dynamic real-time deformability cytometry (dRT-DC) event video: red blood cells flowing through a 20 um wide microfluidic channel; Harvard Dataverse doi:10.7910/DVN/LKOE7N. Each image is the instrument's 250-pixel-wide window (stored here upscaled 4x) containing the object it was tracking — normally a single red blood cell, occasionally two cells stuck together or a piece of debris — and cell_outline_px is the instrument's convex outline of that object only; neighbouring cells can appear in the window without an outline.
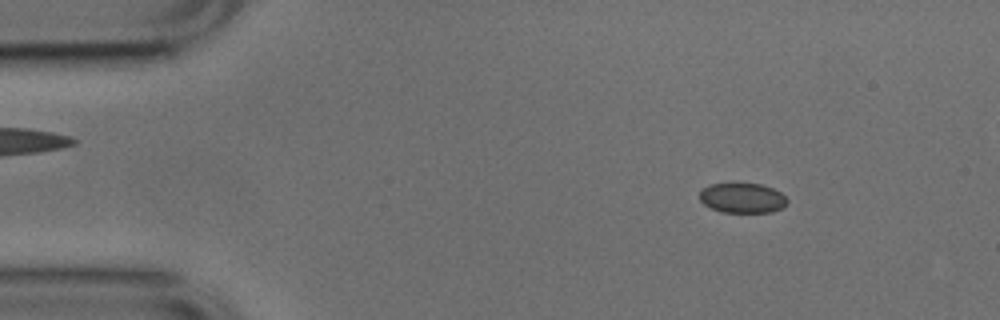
{"species": "common noctule bat (a hibernating species)", "species_latin": "Nyctalus noctula", "temperature_condition": "cold", "stored_images_in_passage": 4, "camera_frame_rate_fps": 3000, "um_per_image_px": 0.085, "animal": {"sex": "male", "body_mass_g": 17.9, "forearm_length_mm": 54.2}, "frame": {"image": 1, "passage_image": 1, "time_ms": 0.0, "image_size_px": [1000, 320], "cell_outline_px": [[788, 200], [780, 208], [772, 212], [724, 212], [712, 208], [704, 204], [700, 200], [700, 192], [704, 188], [712, 184], [760, 184], [772, 188], [780, 192]], "centroid_in_image_um": [63.1, 16.83], "position_along_channel_um": 21.9, "area_um2": 14.91}}